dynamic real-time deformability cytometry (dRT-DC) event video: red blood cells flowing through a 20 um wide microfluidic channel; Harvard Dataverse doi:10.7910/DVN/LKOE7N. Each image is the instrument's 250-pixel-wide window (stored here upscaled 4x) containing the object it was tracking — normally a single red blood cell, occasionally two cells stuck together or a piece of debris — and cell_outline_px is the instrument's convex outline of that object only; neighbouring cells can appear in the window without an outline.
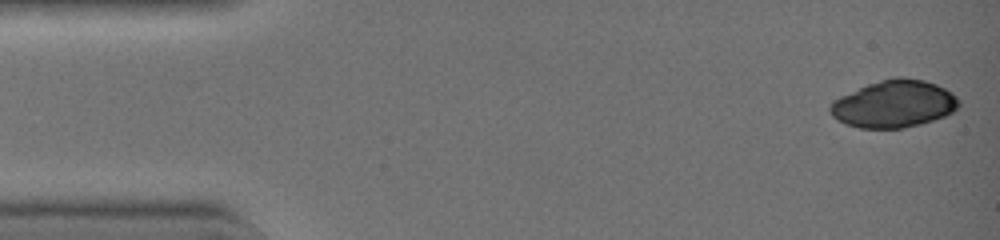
{"species": "common noctule bat (a hibernating species)", "species_latin": "Nyctalus noctula", "temperature_condition": "warm", "stored_images_in_passage": 42, "camera_frame_rate_fps": 3000, "um_per_image_px": 0.085, "animal": {"sex": "female", "body_mass_g": 19.0, "forearm_length_mm": 51.5}, "frame": {"image": 1, "passage_image": 1, "time_ms": 0.0, "image_size_px": [1000, 240], "cell_outline_px": [[960, 104], [952, 112], [944, 116], [920, 124], [900, 128], [860, 128], [848, 124], [832, 116], [828, 108], [832, 100], [840, 96], [868, 84], [880, 80], [896, 76], [900, 76], [924, 80], [936, 84], [944, 88], [956, 96], [960, 100]], "centroid_in_image_um": [75.98, 8.82], "position_along_channel_um": 9.0, "area_um2": 35.26}}